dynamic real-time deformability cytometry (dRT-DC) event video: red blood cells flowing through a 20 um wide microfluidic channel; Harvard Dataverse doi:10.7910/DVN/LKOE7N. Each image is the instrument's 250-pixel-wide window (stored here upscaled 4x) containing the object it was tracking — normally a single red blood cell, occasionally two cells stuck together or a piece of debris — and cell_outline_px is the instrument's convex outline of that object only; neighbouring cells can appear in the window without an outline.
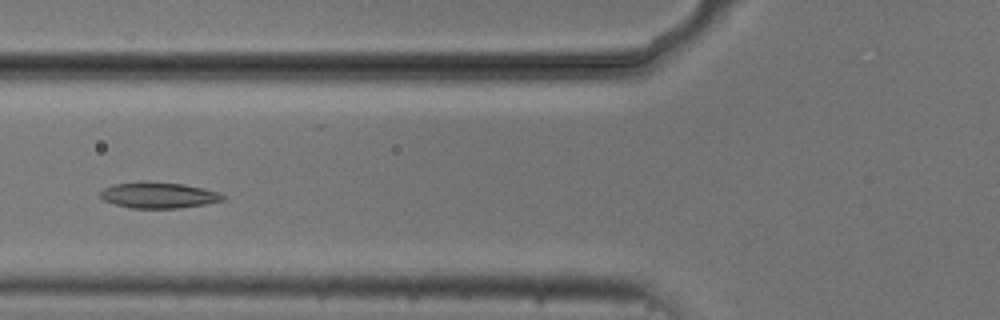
{"species": "common noctule bat (a hibernating species)", "species_latin": "Nyctalus noctula", "temperature_condition": "cold", "stored_images_in_passage": 50, "camera_frame_rate_fps": 3000, "um_per_image_px": 0.085, "animal": {"sex": "male", "body_mass_g": 20.5, "forearm_length_mm": 52.5}, "frame": {"image": 1, "passage_image": 17, "time_ms": 5.333, "image_size_px": [1000, 320], "cell_outline_px": [[224, 200], [204, 204], [180, 208], [132, 208], [116, 204], [104, 200], [100, 196], [100, 192], [104, 188], [116, 184], [140, 180], [184, 184], [204, 188], [220, 192], [224, 196]], "centroid_in_image_um": [13.49, 16.57], "position_along_channel_um": 112.3, "area_um2": 18.61}}
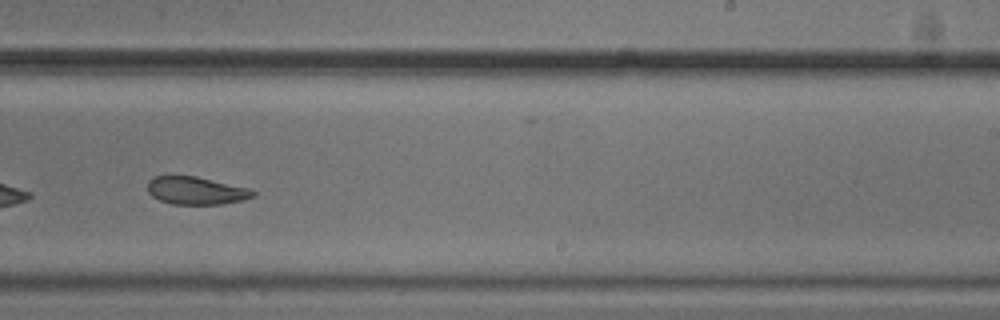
{"frame": {"image": 2, "passage_image": 30, "time_ms": 9.667, "image_size_px": [1000, 320], "cell_outline_px": [[256, 196], [244, 200], [224, 204], [172, 204], [160, 200], [152, 196], [148, 192], [148, 180], [156, 176], [196, 176], [248, 188], [256, 192]], "centroid_in_image_um": [16.69, 16.21], "position_along_channel_um": 272.3, "area_um2": 17.05}}
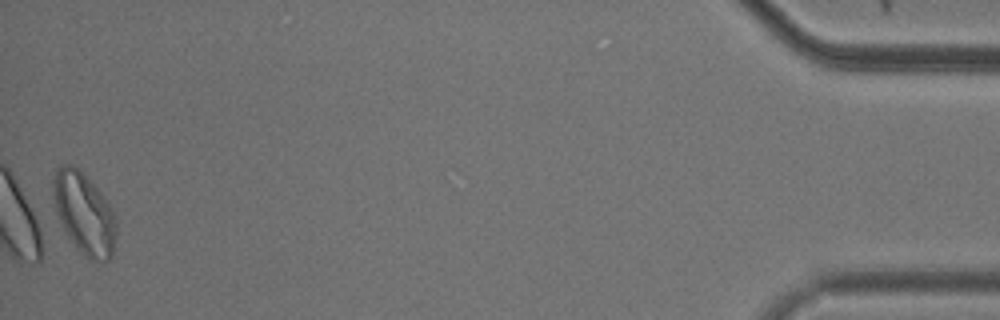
{"frame": {"image": 3, "passage_image": 50, "time_ms": 16.333, "image_size_px": [1000, 320], "cell_outline_px": [[116, 236], [112, 256], [108, 260], [92, 260], [84, 256], [76, 248], [68, 236], [56, 212], [52, 196], [52, 180], [56, 168], [60, 164], [72, 164], [80, 168], [84, 172], [108, 200], [116, 216]], "centroid_in_image_um": [7.15, 18.08], "position_along_channel_um": 428.0, "area_um2": 30.58}, "authors_computed_cell_mechanics": {"area_um2": 19.6809, "velocity_mm_per_s": 3.6931, "shape_relaxation_time_tau1_ms": 4.4935, "shape_relaxation_time_tau2_ms": 3.987, "deformation_change_tau1": 0.1381, "deformation_change_tau2": 0.0868}}